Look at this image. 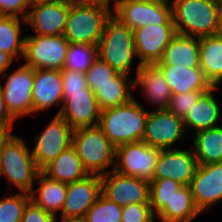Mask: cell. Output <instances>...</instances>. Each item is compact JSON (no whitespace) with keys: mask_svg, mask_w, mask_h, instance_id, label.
Segmentation results:
<instances>
[{"mask_svg":"<svg viewBox=\"0 0 222 222\" xmlns=\"http://www.w3.org/2000/svg\"><path fill=\"white\" fill-rule=\"evenodd\" d=\"M170 1L177 34L201 38L221 33V5L212 0Z\"/></svg>","mask_w":222,"mask_h":222,"instance_id":"1","label":"cell"},{"mask_svg":"<svg viewBox=\"0 0 222 222\" xmlns=\"http://www.w3.org/2000/svg\"><path fill=\"white\" fill-rule=\"evenodd\" d=\"M148 113L136 98H133L123 105L102 110L98 126L116 148L142 141Z\"/></svg>","mask_w":222,"mask_h":222,"instance_id":"2","label":"cell"},{"mask_svg":"<svg viewBox=\"0 0 222 222\" xmlns=\"http://www.w3.org/2000/svg\"><path fill=\"white\" fill-rule=\"evenodd\" d=\"M72 146L89 174L101 176L111 166L114 170L116 148L98 125L74 129Z\"/></svg>","mask_w":222,"mask_h":222,"instance_id":"3","label":"cell"},{"mask_svg":"<svg viewBox=\"0 0 222 222\" xmlns=\"http://www.w3.org/2000/svg\"><path fill=\"white\" fill-rule=\"evenodd\" d=\"M97 54L111 68L128 75L137 57L133 30L112 15L105 23Z\"/></svg>","mask_w":222,"mask_h":222,"instance_id":"4","label":"cell"},{"mask_svg":"<svg viewBox=\"0 0 222 222\" xmlns=\"http://www.w3.org/2000/svg\"><path fill=\"white\" fill-rule=\"evenodd\" d=\"M40 171L25 141L12 134L3 145L0 176H6L10 186L30 193Z\"/></svg>","mask_w":222,"mask_h":222,"instance_id":"5","label":"cell"},{"mask_svg":"<svg viewBox=\"0 0 222 222\" xmlns=\"http://www.w3.org/2000/svg\"><path fill=\"white\" fill-rule=\"evenodd\" d=\"M110 6L71 4L63 36L69 43L97 46L105 23L112 16Z\"/></svg>","mask_w":222,"mask_h":222,"instance_id":"6","label":"cell"},{"mask_svg":"<svg viewBox=\"0 0 222 222\" xmlns=\"http://www.w3.org/2000/svg\"><path fill=\"white\" fill-rule=\"evenodd\" d=\"M112 15L130 29L152 24H174L169 0H121Z\"/></svg>","mask_w":222,"mask_h":222,"instance_id":"7","label":"cell"},{"mask_svg":"<svg viewBox=\"0 0 222 222\" xmlns=\"http://www.w3.org/2000/svg\"><path fill=\"white\" fill-rule=\"evenodd\" d=\"M68 47L69 42L63 35H26L24 64L33 69L62 70Z\"/></svg>","mask_w":222,"mask_h":222,"instance_id":"8","label":"cell"},{"mask_svg":"<svg viewBox=\"0 0 222 222\" xmlns=\"http://www.w3.org/2000/svg\"><path fill=\"white\" fill-rule=\"evenodd\" d=\"M2 76L5 78V83L2 85L0 81V88L10 114L15 119L34 114L32 100L34 69L23 63L13 72L8 74L6 71Z\"/></svg>","mask_w":222,"mask_h":222,"instance_id":"9","label":"cell"},{"mask_svg":"<svg viewBox=\"0 0 222 222\" xmlns=\"http://www.w3.org/2000/svg\"><path fill=\"white\" fill-rule=\"evenodd\" d=\"M160 151L144 141L120 145L116 147L114 170L150 183Z\"/></svg>","mask_w":222,"mask_h":222,"instance_id":"10","label":"cell"},{"mask_svg":"<svg viewBox=\"0 0 222 222\" xmlns=\"http://www.w3.org/2000/svg\"><path fill=\"white\" fill-rule=\"evenodd\" d=\"M73 130L60 115H55L40 136H35L33 141L36 143L31 153L40 170L72 145Z\"/></svg>","mask_w":222,"mask_h":222,"instance_id":"11","label":"cell"},{"mask_svg":"<svg viewBox=\"0 0 222 222\" xmlns=\"http://www.w3.org/2000/svg\"><path fill=\"white\" fill-rule=\"evenodd\" d=\"M150 183L138 177L126 176L111 169L101 175V194L124 207L149 202Z\"/></svg>","mask_w":222,"mask_h":222,"instance_id":"12","label":"cell"},{"mask_svg":"<svg viewBox=\"0 0 222 222\" xmlns=\"http://www.w3.org/2000/svg\"><path fill=\"white\" fill-rule=\"evenodd\" d=\"M183 119L168 110L149 111L142 141L160 150L174 149L172 146L186 136Z\"/></svg>","mask_w":222,"mask_h":222,"instance_id":"13","label":"cell"},{"mask_svg":"<svg viewBox=\"0 0 222 222\" xmlns=\"http://www.w3.org/2000/svg\"><path fill=\"white\" fill-rule=\"evenodd\" d=\"M135 49L139 63L156 64L163 56L165 48L177 34L175 24H152L133 30Z\"/></svg>","mask_w":222,"mask_h":222,"instance_id":"14","label":"cell"},{"mask_svg":"<svg viewBox=\"0 0 222 222\" xmlns=\"http://www.w3.org/2000/svg\"><path fill=\"white\" fill-rule=\"evenodd\" d=\"M71 3L53 0L30 6L25 23L35 31L34 35H63Z\"/></svg>","mask_w":222,"mask_h":222,"instance_id":"15","label":"cell"},{"mask_svg":"<svg viewBox=\"0 0 222 222\" xmlns=\"http://www.w3.org/2000/svg\"><path fill=\"white\" fill-rule=\"evenodd\" d=\"M198 167L193 150H161L153 173V180L172 179L190 185Z\"/></svg>","mask_w":222,"mask_h":222,"instance_id":"16","label":"cell"},{"mask_svg":"<svg viewBox=\"0 0 222 222\" xmlns=\"http://www.w3.org/2000/svg\"><path fill=\"white\" fill-rule=\"evenodd\" d=\"M101 195V176L89 174L84 179L67 183L61 218H84L90 207Z\"/></svg>","mask_w":222,"mask_h":222,"instance_id":"17","label":"cell"},{"mask_svg":"<svg viewBox=\"0 0 222 222\" xmlns=\"http://www.w3.org/2000/svg\"><path fill=\"white\" fill-rule=\"evenodd\" d=\"M63 102L59 115L73 129L98 125L101 109L89 87L83 92L63 93Z\"/></svg>","mask_w":222,"mask_h":222,"instance_id":"18","label":"cell"},{"mask_svg":"<svg viewBox=\"0 0 222 222\" xmlns=\"http://www.w3.org/2000/svg\"><path fill=\"white\" fill-rule=\"evenodd\" d=\"M190 187L201 213L222 201V162L198 165Z\"/></svg>","mask_w":222,"mask_h":222,"instance_id":"19","label":"cell"},{"mask_svg":"<svg viewBox=\"0 0 222 222\" xmlns=\"http://www.w3.org/2000/svg\"><path fill=\"white\" fill-rule=\"evenodd\" d=\"M33 112H43L50 107H63V81L61 70L34 69V84L32 87ZM62 104V105H60Z\"/></svg>","mask_w":222,"mask_h":222,"instance_id":"20","label":"cell"},{"mask_svg":"<svg viewBox=\"0 0 222 222\" xmlns=\"http://www.w3.org/2000/svg\"><path fill=\"white\" fill-rule=\"evenodd\" d=\"M140 86L142 95L156 110H167L172 92L162 71L156 64H142L136 69L134 90Z\"/></svg>","mask_w":222,"mask_h":222,"instance_id":"21","label":"cell"},{"mask_svg":"<svg viewBox=\"0 0 222 222\" xmlns=\"http://www.w3.org/2000/svg\"><path fill=\"white\" fill-rule=\"evenodd\" d=\"M162 71L172 94H183L189 91H209L212 86L200 67L184 65L156 64Z\"/></svg>","mask_w":222,"mask_h":222,"instance_id":"22","label":"cell"},{"mask_svg":"<svg viewBox=\"0 0 222 222\" xmlns=\"http://www.w3.org/2000/svg\"><path fill=\"white\" fill-rule=\"evenodd\" d=\"M218 89L219 87H212L191 107L183 119L185 131L188 127L197 132L219 126L218 123L222 122V111L213 93Z\"/></svg>","mask_w":222,"mask_h":222,"instance_id":"23","label":"cell"},{"mask_svg":"<svg viewBox=\"0 0 222 222\" xmlns=\"http://www.w3.org/2000/svg\"><path fill=\"white\" fill-rule=\"evenodd\" d=\"M36 182L40 185L37 189L31 190V200L58 220L57 214L64 205L67 183L51 179L42 171L38 173Z\"/></svg>","mask_w":222,"mask_h":222,"instance_id":"24","label":"cell"},{"mask_svg":"<svg viewBox=\"0 0 222 222\" xmlns=\"http://www.w3.org/2000/svg\"><path fill=\"white\" fill-rule=\"evenodd\" d=\"M200 38L176 34L156 64L199 67Z\"/></svg>","mask_w":222,"mask_h":222,"instance_id":"25","label":"cell"},{"mask_svg":"<svg viewBox=\"0 0 222 222\" xmlns=\"http://www.w3.org/2000/svg\"><path fill=\"white\" fill-rule=\"evenodd\" d=\"M41 171L49 178L64 183H72L89 175L72 145L61 152Z\"/></svg>","mask_w":222,"mask_h":222,"instance_id":"26","label":"cell"},{"mask_svg":"<svg viewBox=\"0 0 222 222\" xmlns=\"http://www.w3.org/2000/svg\"><path fill=\"white\" fill-rule=\"evenodd\" d=\"M199 67L212 87L222 82V33L200 38Z\"/></svg>","mask_w":222,"mask_h":222,"instance_id":"27","label":"cell"},{"mask_svg":"<svg viewBox=\"0 0 222 222\" xmlns=\"http://www.w3.org/2000/svg\"><path fill=\"white\" fill-rule=\"evenodd\" d=\"M200 213L190 185H183L156 217L161 222H192Z\"/></svg>","mask_w":222,"mask_h":222,"instance_id":"28","label":"cell"},{"mask_svg":"<svg viewBox=\"0 0 222 222\" xmlns=\"http://www.w3.org/2000/svg\"><path fill=\"white\" fill-rule=\"evenodd\" d=\"M128 76L118 73L110 83L100 85L94 91L101 111L123 105L134 98L130 91V89L134 90V79H130Z\"/></svg>","mask_w":222,"mask_h":222,"instance_id":"29","label":"cell"},{"mask_svg":"<svg viewBox=\"0 0 222 222\" xmlns=\"http://www.w3.org/2000/svg\"><path fill=\"white\" fill-rule=\"evenodd\" d=\"M194 155L198 165L222 162V126L194 132Z\"/></svg>","mask_w":222,"mask_h":222,"instance_id":"30","label":"cell"},{"mask_svg":"<svg viewBox=\"0 0 222 222\" xmlns=\"http://www.w3.org/2000/svg\"><path fill=\"white\" fill-rule=\"evenodd\" d=\"M23 22L25 20L19 17L0 16V51L8 53L17 61L24 56L25 36L21 35Z\"/></svg>","mask_w":222,"mask_h":222,"instance_id":"31","label":"cell"},{"mask_svg":"<svg viewBox=\"0 0 222 222\" xmlns=\"http://www.w3.org/2000/svg\"><path fill=\"white\" fill-rule=\"evenodd\" d=\"M97 57V46L69 43L63 69L86 73Z\"/></svg>","mask_w":222,"mask_h":222,"instance_id":"32","label":"cell"},{"mask_svg":"<svg viewBox=\"0 0 222 222\" xmlns=\"http://www.w3.org/2000/svg\"><path fill=\"white\" fill-rule=\"evenodd\" d=\"M182 186L181 183L172 179H159L150 182L149 202L155 216Z\"/></svg>","mask_w":222,"mask_h":222,"instance_id":"33","label":"cell"},{"mask_svg":"<svg viewBox=\"0 0 222 222\" xmlns=\"http://www.w3.org/2000/svg\"><path fill=\"white\" fill-rule=\"evenodd\" d=\"M122 207L102 194L84 216L86 222H122Z\"/></svg>","mask_w":222,"mask_h":222,"instance_id":"34","label":"cell"},{"mask_svg":"<svg viewBox=\"0 0 222 222\" xmlns=\"http://www.w3.org/2000/svg\"><path fill=\"white\" fill-rule=\"evenodd\" d=\"M30 200V193L27 192L2 196L0 198V222H20Z\"/></svg>","mask_w":222,"mask_h":222,"instance_id":"35","label":"cell"},{"mask_svg":"<svg viewBox=\"0 0 222 222\" xmlns=\"http://www.w3.org/2000/svg\"><path fill=\"white\" fill-rule=\"evenodd\" d=\"M119 72L97 57L85 73L87 86L94 92L98 86L110 83Z\"/></svg>","mask_w":222,"mask_h":222,"instance_id":"36","label":"cell"},{"mask_svg":"<svg viewBox=\"0 0 222 222\" xmlns=\"http://www.w3.org/2000/svg\"><path fill=\"white\" fill-rule=\"evenodd\" d=\"M207 91H189L183 94H172L167 110L176 117L184 119L191 107Z\"/></svg>","mask_w":222,"mask_h":222,"instance_id":"37","label":"cell"},{"mask_svg":"<svg viewBox=\"0 0 222 222\" xmlns=\"http://www.w3.org/2000/svg\"><path fill=\"white\" fill-rule=\"evenodd\" d=\"M121 221L154 222L155 215L153 214L150 203H134L122 207Z\"/></svg>","mask_w":222,"mask_h":222,"instance_id":"38","label":"cell"},{"mask_svg":"<svg viewBox=\"0 0 222 222\" xmlns=\"http://www.w3.org/2000/svg\"><path fill=\"white\" fill-rule=\"evenodd\" d=\"M63 93L83 92L87 89L85 73L75 72L70 69H62Z\"/></svg>","mask_w":222,"mask_h":222,"instance_id":"39","label":"cell"},{"mask_svg":"<svg viewBox=\"0 0 222 222\" xmlns=\"http://www.w3.org/2000/svg\"><path fill=\"white\" fill-rule=\"evenodd\" d=\"M30 4L28 0H0V16L26 19Z\"/></svg>","mask_w":222,"mask_h":222,"instance_id":"40","label":"cell"},{"mask_svg":"<svg viewBox=\"0 0 222 222\" xmlns=\"http://www.w3.org/2000/svg\"><path fill=\"white\" fill-rule=\"evenodd\" d=\"M20 222H57V219L30 200L24 209Z\"/></svg>","mask_w":222,"mask_h":222,"instance_id":"41","label":"cell"},{"mask_svg":"<svg viewBox=\"0 0 222 222\" xmlns=\"http://www.w3.org/2000/svg\"><path fill=\"white\" fill-rule=\"evenodd\" d=\"M15 118L8 111L0 88V128L12 131Z\"/></svg>","mask_w":222,"mask_h":222,"instance_id":"42","label":"cell"},{"mask_svg":"<svg viewBox=\"0 0 222 222\" xmlns=\"http://www.w3.org/2000/svg\"><path fill=\"white\" fill-rule=\"evenodd\" d=\"M15 59L6 52L0 51V76L9 70Z\"/></svg>","mask_w":222,"mask_h":222,"instance_id":"43","label":"cell"},{"mask_svg":"<svg viewBox=\"0 0 222 222\" xmlns=\"http://www.w3.org/2000/svg\"><path fill=\"white\" fill-rule=\"evenodd\" d=\"M74 5H110L106 0H68Z\"/></svg>","mask_w":222,"mask_h":222,"instance_id":"44","label":"cell"},{"mask_svg":"<svg viewBox=\"0 0 222 222\" xmlns=\"http://www.w3.org/2000/svg\"><path fill=\"white\" fill-rule=\"evenodd\" d=\"M12 135L11 131L0 128V160L5 141Z\"/></svg>","mask_w":222,"mask_h":222,"instance_id":"45","label":"cell"},{"mask_svg":"<svg viewBox=\"0 0 222 222\" xmlns=\"http://www.w3.org/2000/svg\"><path fill=\"white\" fill-rule=\"evenodd\" d=\"M60 222H86L84 218H68V219H60Z\"/></svg>","mask_w":222,"mask_h":222,"instance_id":"46","label":"cell"},{"mask_svg":"<svg viewBox=\"0 0 222 222\" xmlns=\"http://www.w3.org/2000/svg\"><path fill=\"white\" fill-rule=\"evenodd\" d=\"M50 1H53V0H28L30 6H33L39 3H44V2H50Z\"/></svg>","mask_w":222,"mask_h":222,"instance_id":"47","label":"cell"},{"mask_svg":"<svg viewBox=\"0 0 222 222\" xmlns=\"http://www.w3.org/2000/svg\"><path fill=\"white\" fill-rule=\"evenodd\" d=\"M109 4L113 1L114 2V4H113V6H115L119 1H121V0H106Z\"/></svg>","mask_w":222,"mask_h":222,"instance_id":"48","label":"cell"},{"mask_svg":"<svg viewBox=\"0 0 222 222\" xmlns=\"http://www.w3.org/2000/svg\"><path fill=\"white\" fill-rule=\"evenodd\" d=\"M212 1L222 6V0H212Z\"/></svg>","mask_w":222,"mask_h":222,"instance_id":"49","label":"cell"}]
</instances>
